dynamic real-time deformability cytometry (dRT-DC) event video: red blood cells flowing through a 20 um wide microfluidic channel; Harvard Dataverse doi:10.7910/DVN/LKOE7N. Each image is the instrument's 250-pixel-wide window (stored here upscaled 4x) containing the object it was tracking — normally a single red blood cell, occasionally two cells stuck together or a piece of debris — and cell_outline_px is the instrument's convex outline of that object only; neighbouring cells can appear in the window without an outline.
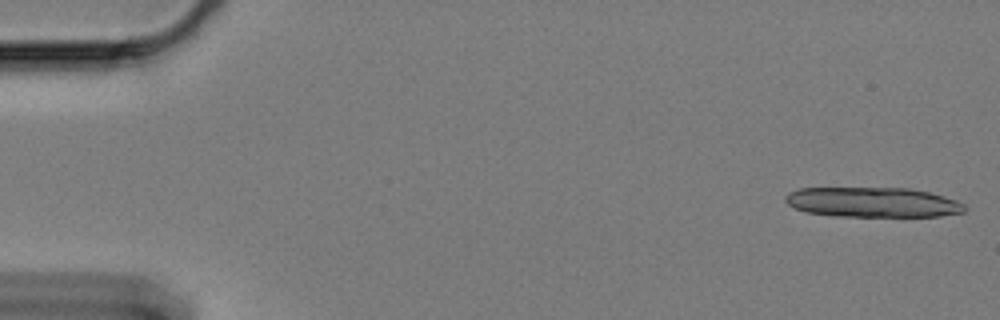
{"species": "Egyptian fruit bat (a non-hibernating species)", "species_latin": "Rousettus aegyptiacus", "temperature_condition": "cold", "stored_images_in_passage": 16, "camera_frame_rate_fps": 3000, "um_per_image_px": 0.085, "animal": {"sex": "female"}, "frame": {"image": 1, "passage_image": 1, "time_ms": 0.0, "image_size_px": [1000, 320], "cell_outline_px": [[964, 212], [940, 216], [836, 216], [808, 212], [796, 208], [788, 204], [784, 200], [784, 196], [788, 192], [800, 188], [908, 188], [928, 192], [956, 200], [964, 204]], "centroid_in_image_um": [74.15, 17.19], "position_along_channel_um": 10.9, "area_um2": 31.1}}